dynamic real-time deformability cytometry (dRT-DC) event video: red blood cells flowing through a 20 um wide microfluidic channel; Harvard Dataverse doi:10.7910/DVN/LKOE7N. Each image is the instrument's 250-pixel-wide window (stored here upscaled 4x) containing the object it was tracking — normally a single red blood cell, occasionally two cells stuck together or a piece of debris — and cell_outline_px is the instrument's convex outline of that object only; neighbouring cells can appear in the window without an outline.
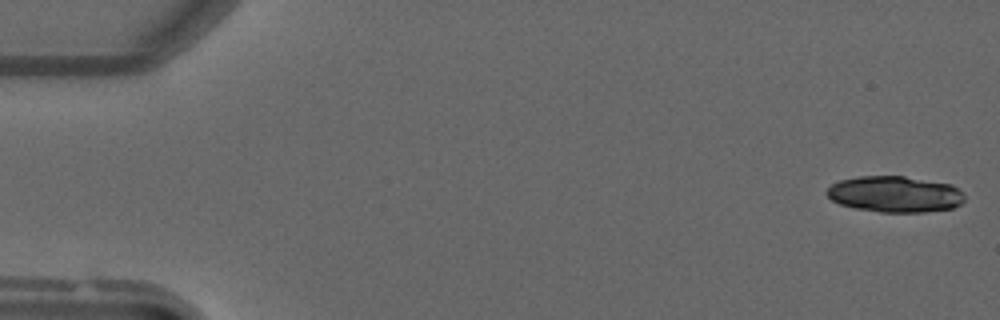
{"species": "common noctule bat (a hibernating species)", "species_latin": "Nyctalus noctula", "temperature_condition": "warm", "stored_images_in_passage": 14, "camera_frame_rate_fps": 3000, "um_per_image_px": 0.085, "animal": {"sex": "male", "forearm_length_mm": 52.5}, "frame": {"image": 1, "passage_image": 1, "time_ms": 0.0, "image_size_px": [1000, 320], "cell_outline_px": [[964, 200], [960, 204], [952, 208], [924, 212], [880, 212], [856, 208], [840, 204], [832, 200], [824, 192], [832, 184], [840, 180], [860, 176], [904, 176], [952, 184], [964, 192]], "centroid_in_image_um": [76.08, 16.5], "position_along_channel_um": 8.9, "area_um2": 29.07}}